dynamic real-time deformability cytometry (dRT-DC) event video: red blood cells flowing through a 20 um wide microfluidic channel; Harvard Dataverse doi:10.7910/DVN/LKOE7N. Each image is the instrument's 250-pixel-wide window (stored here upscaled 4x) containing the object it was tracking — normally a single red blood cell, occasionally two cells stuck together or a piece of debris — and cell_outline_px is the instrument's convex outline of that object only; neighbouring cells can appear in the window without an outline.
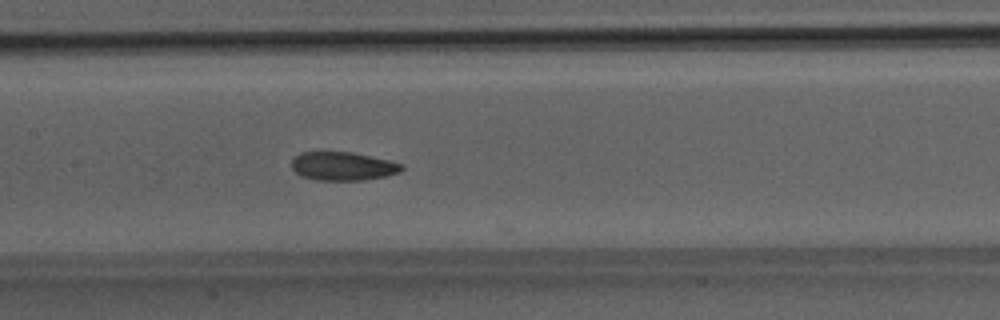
{"species": "Egyptian fruit bat (a non-hibernating species)", "species_latin": "Rousettus aegyptiacus", "temperature_condition": "room temperature", "stored_images_in_passage": 12, "camera_frame_rate_fps": 3000, "um_per_image_px": 0.085, "animal": {"sex": "male"}, "frame": {"image": 1, "passage_image": 11, "time_ms": 3.333, "image_size_px": [1000, 320], "cell_outline_px": [[404, 168], [400, 172], [388, 176], [364, 180], [316, 180], [300, 176], [292, 168], [292, 160], [300, 152], [352, 152], [388, 160], [404, 164]], "centroid_in_image_um": [29.17, 14.13], "position_along_channel_um": 178.2, "area_um2": 18.38}}